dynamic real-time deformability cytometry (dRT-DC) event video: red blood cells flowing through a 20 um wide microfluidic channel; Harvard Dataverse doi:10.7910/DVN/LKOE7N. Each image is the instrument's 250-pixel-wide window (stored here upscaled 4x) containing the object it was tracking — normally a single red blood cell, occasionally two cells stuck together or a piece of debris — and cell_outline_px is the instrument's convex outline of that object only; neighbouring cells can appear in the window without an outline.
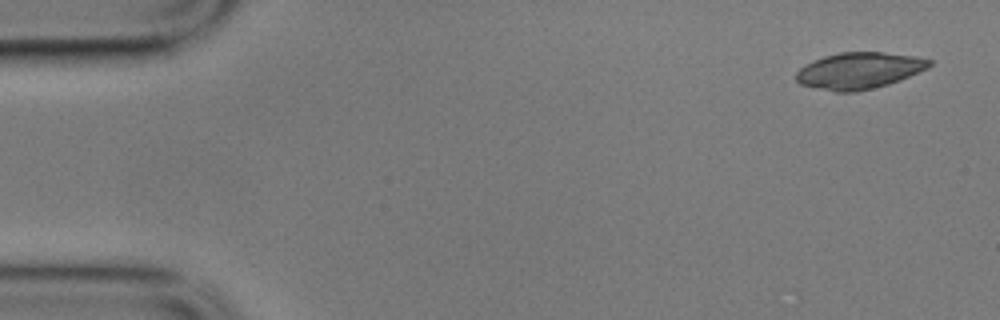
{"species": "common noctule bat (a hibernating species)", "species_latin": "Nyctalus noctula", "temperature_condition": "cold", "stored_images_in_passage": 14, "camera_frame_rate_fps": 3000, "um_per_image_px": 0.085, "animal": {"sex": "male", "body_mass_g": 17.9}, "frame": {"image": 1, "passage_image": 1, "time_ms": 0.0, "image_size_px": [1000, 320], "cell_outline_px": [[932, 64], [928, 68], [900, 80], [888, 84], [856, 92], [836, 92], [800, 84], [796, 80], [796, 72], [804, 64], [824, 56], [840, 52], [884, 52], [916, 56], [932, 60]], "centroid_in_image_um": [73.03, 5.99], "position_along_channel_um": 12.0, "area_um2": 28.32}}
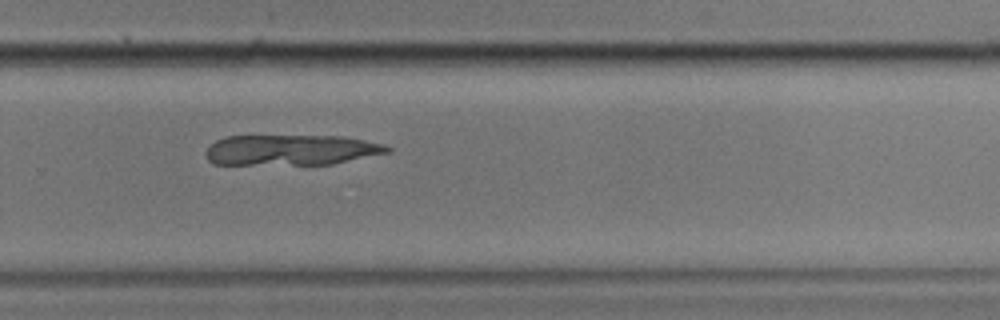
{"frame": {"image": 2, "passage_image": 10, "time_ms": 3.0, "image_size_px": [1000, 320], "cell_outline_px": [[392, 148], [388, 152], [332, 164], [212, 164], [204, 156], [204, 152], [216, 140], [228, 136], [340, 136], [364, 140], [384, 144]], "centroid_in_image_um": [24.7, 12.75], "position_along_channel_um": 305.1, "area_um2": 32.14}}